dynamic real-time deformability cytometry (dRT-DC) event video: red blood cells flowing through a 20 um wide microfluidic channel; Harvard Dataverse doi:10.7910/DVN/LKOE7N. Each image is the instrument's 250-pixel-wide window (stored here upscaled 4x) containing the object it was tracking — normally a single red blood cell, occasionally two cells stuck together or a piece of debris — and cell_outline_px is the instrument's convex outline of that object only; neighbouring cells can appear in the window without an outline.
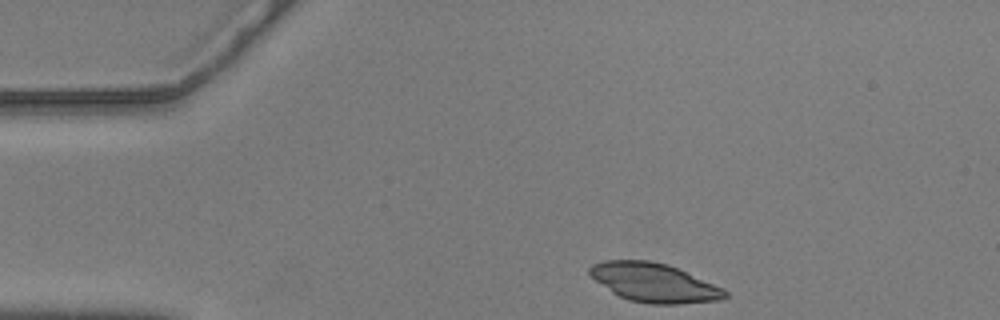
{"species": "common noctule bat (a hibernating species)", "species_latin": "Nyctalus noctula", "temperature_condition": "warm", "stored_images_in_passage": 9, "camera_frame_rate_fps": 3000, "um_per_image_px": 0.085, "animal": {"sex": "male", "body_mass_g": 20.5, "forearm_length_mm": 52.5}, "frame": {"image": 1, "passage_image": 1, "time_ms": 0.0, "image_size_px": [1000, 320], "cell_outline_px": [[728, 296], [720, 300], [676, 304], [648, 304], [628, 300], [612, 292], [596, 280], [588, 272], [588, 268], [592, 264], [604, 260], [648, 260], [668, 264], [680, 268], [724, 288], [728, 292]], "centroid_in_image_um": [55.63, 24.02], "position_along_channel_um": 29.4, "area_um2": 30.87}}